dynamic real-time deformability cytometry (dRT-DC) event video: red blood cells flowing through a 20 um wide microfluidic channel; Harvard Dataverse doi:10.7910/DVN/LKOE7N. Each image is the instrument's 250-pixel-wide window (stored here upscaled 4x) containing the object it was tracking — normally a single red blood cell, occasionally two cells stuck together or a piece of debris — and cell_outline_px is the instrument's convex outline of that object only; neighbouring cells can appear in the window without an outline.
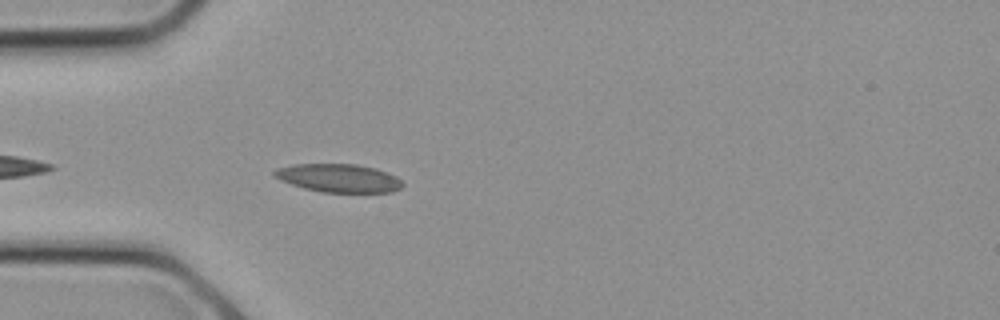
{"species": "common noctule bat (a hibernating species)", "species_latin": "Nyctalus noctula", "temperature_condition": "cold", "stored_images_in_passage": 13, "camera_frame_rate_fps": 3000, "um_per_image_px": 0.085, "animal": {"sex": "female", "body_mass_g": 21.9}, "frame": {"image": 1, "passage_image": 8, "time_ms": 2.333, "image_size_px": [1000, 320], "cell_outline_px": [[404, 184], [400, 188], [392, 192], [320, 192], [304, 188], [280, 180], [272, 176], [272, 172], [276, 168], [292, 164], [356, 164], [376, 168], [388, 172], [396, 176]], "centroid_in_image_um": [28.76, 15.13], "position_along_channel_um": 56.2, "area_um2": 21.27}}
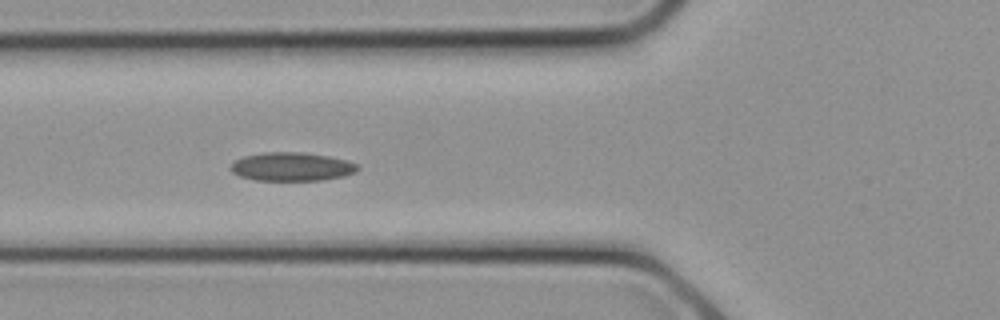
{"frame": {"image": 2, "passage_image": 10, "time_ms": 3.0, "image_size_px": [1000, 320], "cell_outline_px": [[360, 168], [356, 172], [344, 176], [320, 180], [256, 180], [240, 176], [232, 172], [232, 164], [236, 160], [244, 156], [264, 152], [300, 152], [328, 156], [348, 160], [356, 164]], "centroid_in_image_um": [24.83, 14.16], "position_along_channel_um": 101.0, "area_um2": 20.98}}
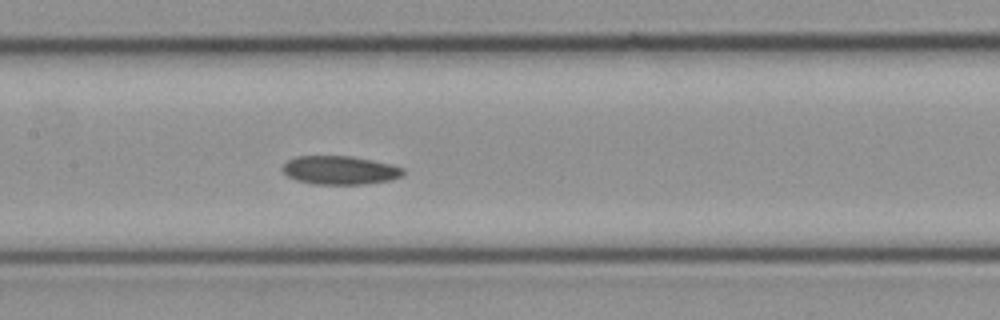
{"frame": {"image": 3, "passage_image": 13, "time_ms": 4.0, "image_size_px": [1000, 320], "cell_outline_px": [[404, 176], [392, 180], [364, 184], [312, 184], [296, 180], [288, 176], [280, 168], [288, 160], [296, 156], [352, 156], [392, 164], [404, 168]], "centroid_in_image_um": [28.92, 14.47], "position_along_channel_um": 178.5, "area_um2": 20.29}}